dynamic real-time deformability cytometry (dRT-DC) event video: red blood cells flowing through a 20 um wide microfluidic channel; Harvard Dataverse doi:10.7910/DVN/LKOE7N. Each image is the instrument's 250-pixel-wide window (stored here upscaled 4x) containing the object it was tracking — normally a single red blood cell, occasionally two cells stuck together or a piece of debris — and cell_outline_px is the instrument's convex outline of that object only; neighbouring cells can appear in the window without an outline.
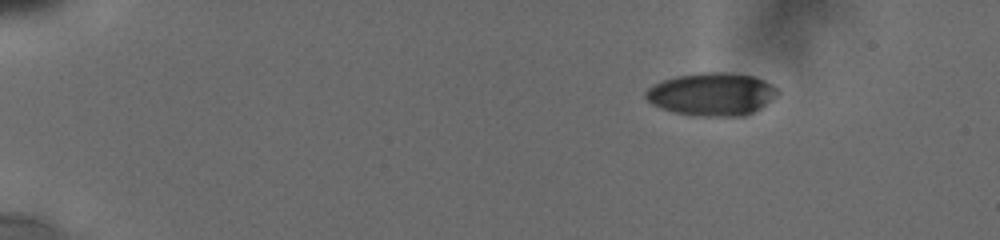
{"species": "human", "species_latin": "Homo sapiens", "temperature_condition": "cold", "stored_images_in_passage": 31, "camera_frame_rate_fps": 3000, "um_per_image_px": 0.085, "donor": {"sex": "male"}, "frame": {"image": 1, "passage_image": 1, "time_ms": 0.0, "image_size_px": [1000, 240], "cell_outline_px": [[780, 92], [776, 96], [760, 108], [744, 116], [696, 116], [676, 112], [652, 104], [644, 96], [644, 92], [652, 84], [676, 76], [704, 72], [724, 72], [756, 76], [772, 84]], "centroid_in_image_um": [60.52, 7.99], "position_along_channel_um": 24.5, "area_um2": 32.89}}
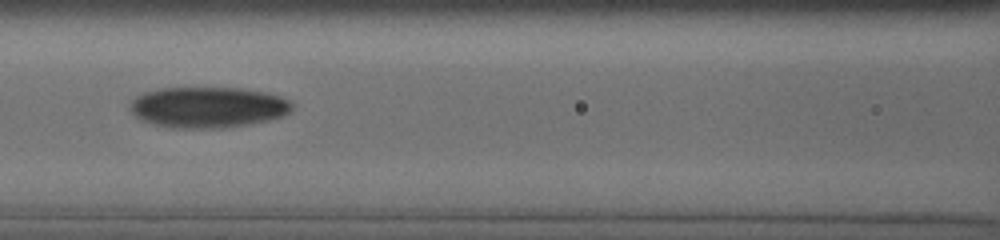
{"frame": {"image": 2, "passage_image": 26, "time_ms": 6.333, "image_size_px": [1000, 240], "cell_outline_px": [[292, 108], [288, 112], [280, 116], [268, 120], [248, 124], [224, 128], [180, 128], [152, 124], [140, 120], [132, 112], [132, 100], [136, 96], [144, 92], [160, 88], [240, 88], [264, 92], [280, 96], [288, 100], [292, 104]], "centroid_in_image_um": [17.66, 9.11], "position_along_channel_um": 148.9, "area_um2": 38.32}}
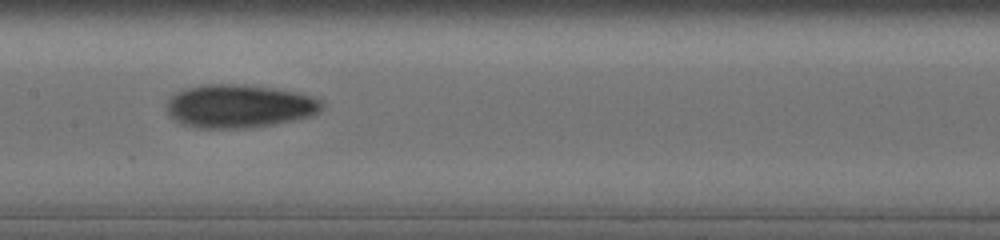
{"frame": {"image": 3, "passage_image": 30, "time_ms": 7.333, "image_size_px": [1000, 240], "cell_outline_px": [[324, 104], [320, 112], [308, 116], [292, 120], [272, 124], [244, 128], [200, 128], [180, 124], [168, 116], [164, 104], [168, 96], [184, 88], [204, 84], [244, 84], [276, 88], [296, 92], [324, 100]], "centroid_in_image_um": [20.26, 9.01], "position_along_channel_um": 187.1, "area_um2": 39.71}}